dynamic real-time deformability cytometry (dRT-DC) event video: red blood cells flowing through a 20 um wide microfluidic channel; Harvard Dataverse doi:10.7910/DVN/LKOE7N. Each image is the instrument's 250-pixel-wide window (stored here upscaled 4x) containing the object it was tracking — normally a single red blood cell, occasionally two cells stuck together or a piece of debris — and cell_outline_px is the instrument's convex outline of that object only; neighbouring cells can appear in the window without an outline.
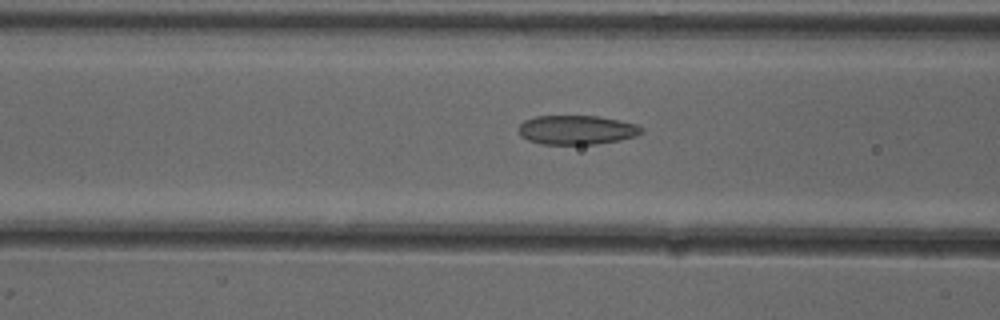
{"species": "common noctule bat (a hibernating species)", "species_latin": "Nyctalus noctula", "temperature_condition": "cold", "stored_images_in_passage": 20, "camera_frame_rate_fps": 3000, "um_per_image_px": 0.085, "animal": {"sex": "female"}, "frame": {"image": 1, "passage_image": 8, "time_ms": 2.333, "image_size_px": [1000, 320], "cell_outline_px": [[644, 132], [636, 136], [620, 140], [596, 144], [540, 144], [528, 140], [520, 136], [520, 124], [524, 120], [536, 116], [596, 116], [636, 124], [644, 128]], "centroid_in_image_um": [49.03, 11.05], "position_along_channel_um": 117.6, "area_um2": 20.87}}
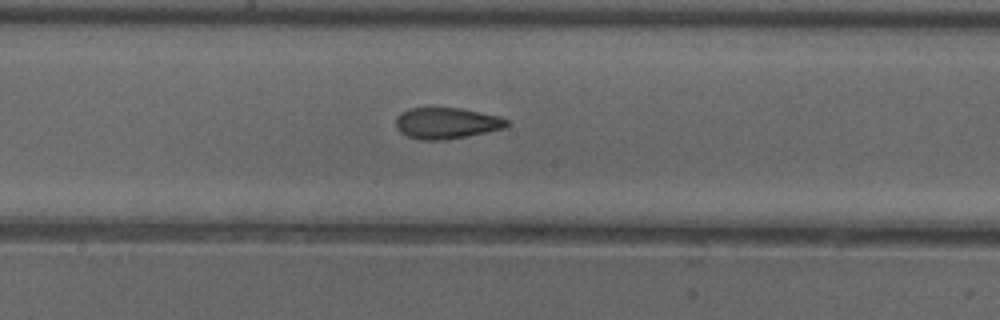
{"frame": {"image": 2, "passage_image": 15, "time_ms": 4.667, "image_size_px": [1000, 320], "cell_outline_px": [[508, 124], [504, 128], [468, 136], [444, 140], [420, 140], [408, 136], [400, 132], [396, 128], [396, 116], [400, 112], [408, 108], [460, 108], [500, 116], [508, 120]], "centroid_in_image_um": [37.93, 10.47], "position_along_channel_um": 210.3, "area_um2": 20.23}}
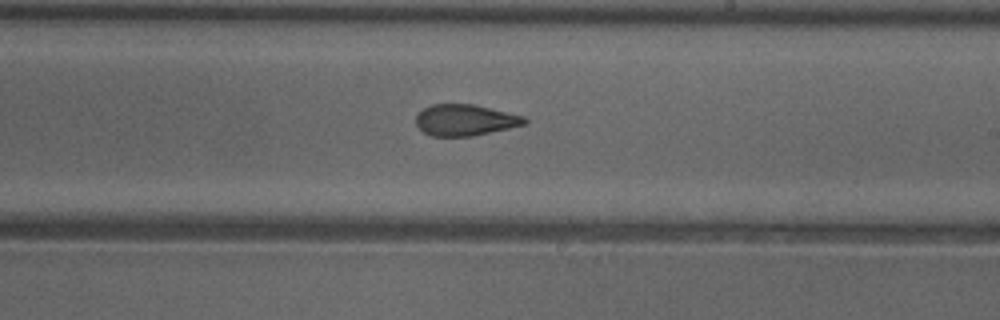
{"frame": {"image": 3, "passage_image": 18, "time_ms": 5.667, "image_size_px": [1000, 320], "cell_outline_px": [[528, 124], [472, 136], [432, 136], [424, 132], [416, 124], [416, 116], [424, 108], [432, 104], [472, 104], [524, 116], [528, 120]], "centroid_in_image_um": [39.55, 10.21], "position_along_channel_um": 249.4, "area_um2": 19.65}}